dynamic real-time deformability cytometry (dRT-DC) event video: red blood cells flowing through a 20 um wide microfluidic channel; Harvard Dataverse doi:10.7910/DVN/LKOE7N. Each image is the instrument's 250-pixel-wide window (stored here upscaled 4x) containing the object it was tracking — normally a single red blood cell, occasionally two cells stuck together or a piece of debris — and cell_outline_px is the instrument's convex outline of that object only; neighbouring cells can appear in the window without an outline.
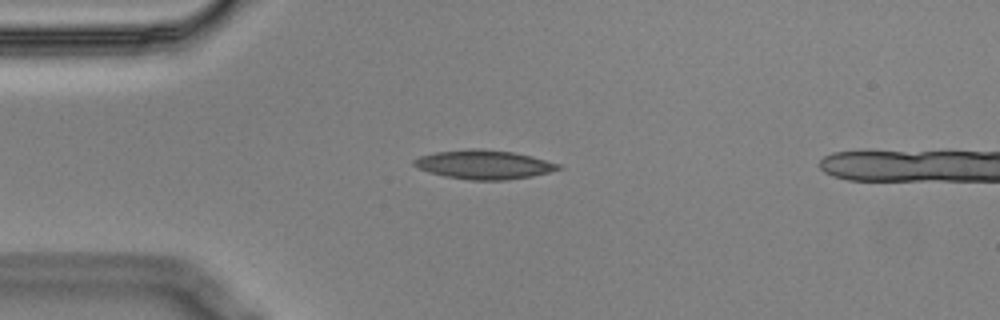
{"species": "Egyptian fruit bat (a non-hibernating species)", "species_latin": "Rousettus aegyptiacus", "temperature_condition": "cold", "stored_images_in_passage": 41, "camera_frame_rate_fps": 3000, "um_per_image_px": 0.085, "animal": {"sex": "male"}, "frame": {"image": 1, "passage_image": 1, "time_ms": 0.0, "image_size_px": [1000, 320], "cell_outline_px": [[564, 168], [532, 176], [504, 180], [468, 180], [444, 176], [428, 172], [412, 164], [412, 160], [420, 156], [436, 152], [472, 148], [476, 148], [512, 152], [532, 156], [560, 164]], "centroid_in_image_um": [41.13, 13.99], "position_along_channel_um": 43.9, "area_um2": 24.33}}
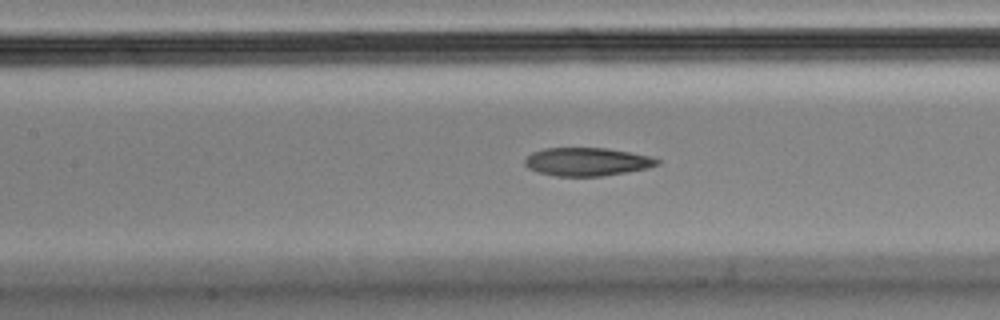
{"frame": {"image": 2, "passage_image": 12, "time_ms": 3.667, "image_size_px": [1000, 320], "cell_outline_px": [[660, 164], [648, 168], [604, 176], [556, 176], [540, 172], [528, 168], [524, 164], [524, 160], [532, 152], [544, 148], [608, 148], [648, 156], [660, 160]], "centroid_in_image_um": [49.89, 13.75], "position_along_channel_um": 157.5, "area_um2": 21.68}}
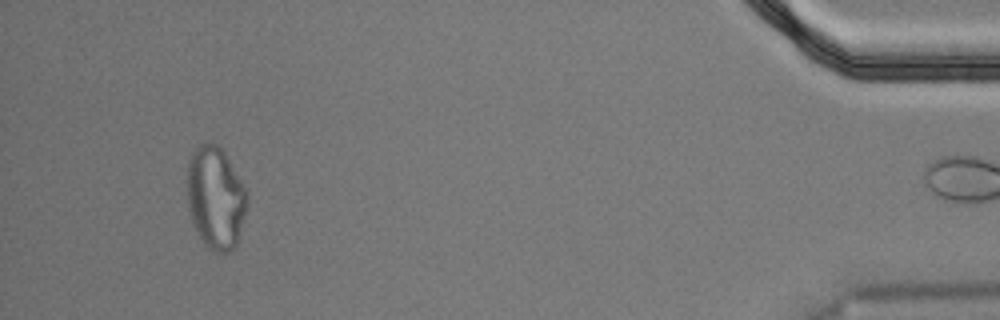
{"frame": {"image": 3, "passage_image": 40, "time_ms": 13.0, "image_size_px": [1000, 320], "cell_outline_px": [[248, 200], [236, 244], [228, 252], [212, 252], [208, 248], [200, 236], [192, 220], [188, 208], [188, 164], [192, 152], [200, 144], [216, 144], [224, 152], [248, 192]], "centroid_in_image_um": [18.33, 16.81], "position_along_channel_um": 416.9, "area_um2": 35.14}, "authors_computed_cell_mechanics": {"area_um2": 23.0622, "velocity_mm_per_s": 3.5474, "shape_relaxation_time_tau1_ms": null, "shape_relaxation_time_tau2_ms": 6.5792, "deformation_change_tau1": null, "deformation_change_tau2": 0.1661}}